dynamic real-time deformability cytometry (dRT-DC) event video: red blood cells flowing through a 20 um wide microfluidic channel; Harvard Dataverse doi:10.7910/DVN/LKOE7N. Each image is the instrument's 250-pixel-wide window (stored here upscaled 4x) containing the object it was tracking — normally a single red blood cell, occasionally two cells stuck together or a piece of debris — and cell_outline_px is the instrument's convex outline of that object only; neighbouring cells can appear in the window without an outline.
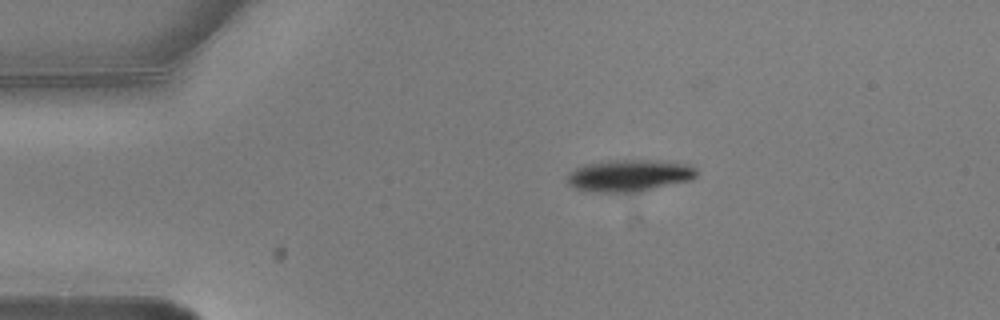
{"species": "common noctule bat (a hibernating species)", "species_latin": "Nyctalus noctula", "temperature_condition": "warm", "stored_images_in_passage": 2, "camera_frame_rate_fps": 3000, "um_per_image_px": 0.085, "animal": {"sex": "male", "body_mass_g": 20.5, "forearm_length_mm": 52.5}, "frame": {"image": 1, "passage_image": 2, "time_ms": 0.333, "image_size_px": [1000, 320], "cell_outline_px": [[696, 176], [692, 180], [640, 192], [588, 192], [576, 188], [568, 184], [568, 176], [576, 168], [584, 164], [612, 160], [660, 160], [692, 164], [696, 168]], "centroid_in_image_um": [53.55, 14.92], "position_along_channel_um": 31.5, "area_um2": 24.33}}